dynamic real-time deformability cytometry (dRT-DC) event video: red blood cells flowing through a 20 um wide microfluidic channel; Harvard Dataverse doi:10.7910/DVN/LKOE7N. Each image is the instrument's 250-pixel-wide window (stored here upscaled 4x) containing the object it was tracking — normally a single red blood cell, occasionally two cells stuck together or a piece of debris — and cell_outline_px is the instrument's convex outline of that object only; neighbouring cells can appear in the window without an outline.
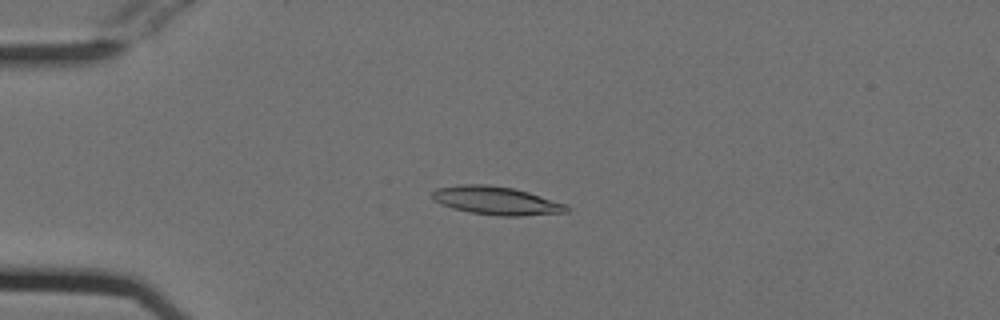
{"species": "Egyptian fruit bat (a non-hibernating species)", "species_latin": "Rousettus aegyptiacus", "temperature_condition": "cold", "stored_images_in_passage": 54, "camera_frame_rate_fps": 3000, "um_per_image_px": 0.085, "animal": {"sex": "female"}, "frame": {"image": 1, "passage_image": 14, "time_ms": 4.333, "image_size_px": [1000, 320], "cell_outline_px": [[568, 212], [520, 216], [500, 216], [472, 212], [452, 208], [440, 204], [432, 196], [432, 192], [436, 188], [456, 184], [488, 184], [512, 188], [528, 192], [564, 204], [568, 208]], "centroid_in_image_um": [42.13, 17.04], "position_along_channel_um": 42.9, "area_um2": 21.91}}
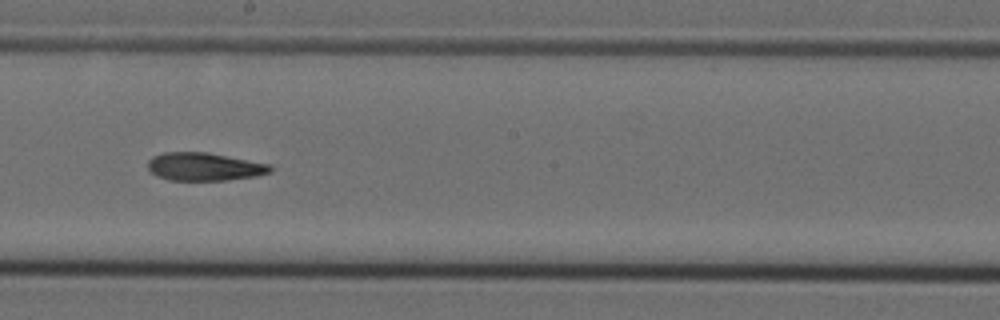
{"frame": {"image": 2, "passage_image": 31, "time_ms": 10.0, "image_size_px": [1000, 320], "cell_outline_px": [[272, 172], [256, 176], [228, 180], [168, 180], [156, 176], [148, 168], [148, 160], [152, 156], [164, 152], [208, 152], [272, 164]], "centroid_in_image_um": [17.39, 14.16], "position_along_channel_um": 230.8, "area_um2": 20.23}}
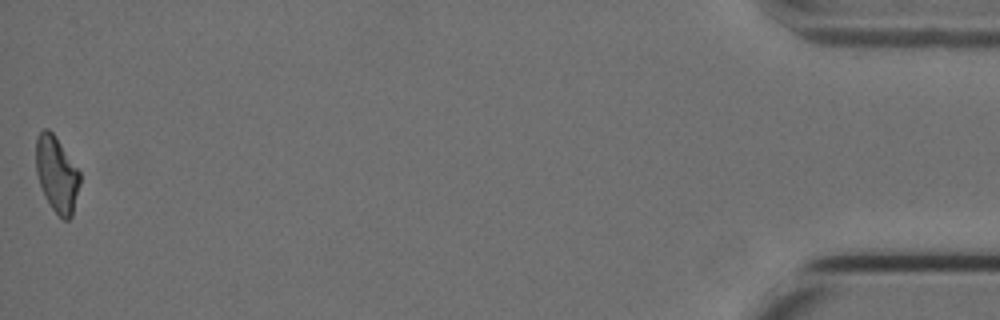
{"frame": {"image": 3, "passage_image": 54, "time_ms": 17.667, "image_size_px": [1000, 320], "cell_outline_px": [[80, 184], [72, 216], [68, 220], [64, 220], [52, 208], [44, 196], [36, 172], [36, 136], [44, 128], [48, 128], [52, 132], [80, 172]], "centroid_in_image_um": [4.82, 14.81], "position_along_channel_um": 430.4, "area_um2": 19.25}, "authors_computed_cell_mechanics": {"area_um2": 20.4901, "velocity_mm_per_s": 3.7989, "shape_relaxation_time_tau1_ms": null, "shape_relaxation_time_tau2_ms": 11.3432, "deformation_change_tau1": null, "deformation_change_tau2": 0.2406}}